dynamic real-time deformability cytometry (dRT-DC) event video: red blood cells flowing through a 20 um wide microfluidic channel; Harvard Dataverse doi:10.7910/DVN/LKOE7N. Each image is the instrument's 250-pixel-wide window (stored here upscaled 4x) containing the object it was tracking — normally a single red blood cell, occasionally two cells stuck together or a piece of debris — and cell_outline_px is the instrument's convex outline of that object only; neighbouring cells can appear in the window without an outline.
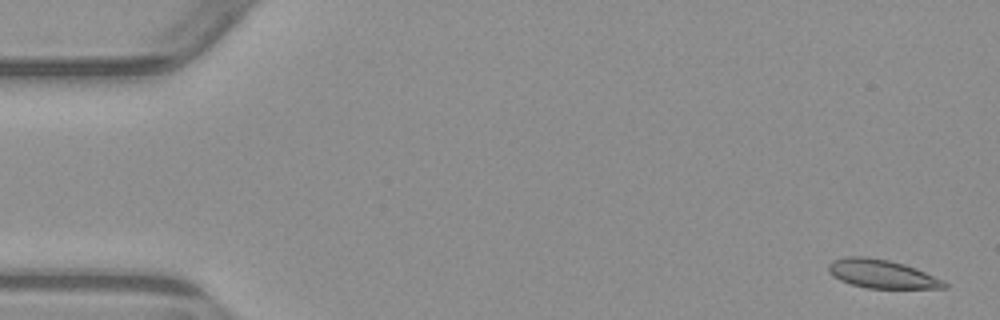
{"species": "common noctule bat (a hibernating species)", "species_latin": "Nyctalus noctula", "temperature_condition": "warm", "stored_images_in_passage": 5, "camera_frame_rate_fps": 3000, "um_per_image_px": 0.085, "animal": {"sex": "male", "body_mass_g": 23.1, "forearm_length_mm": 52.7}, "frame": {"image": 1, "passage_image": 1, "time_ms": 0.0, "image_size_px": [1000, 320], "cell_outline_px": [[948, 288], [868, 288], [852, 284], [840, 280], [832, 276], [828, 272], [828, 264], [832, 260], [848, 256], [864, 256], [888, 260], [904, 264], [916, 268], [944, 280], [948, 284]], "centroid_in_image_um": [74.95, 23.28], "position_along_channel_um": 10.0, "area_um2": 19.31}}
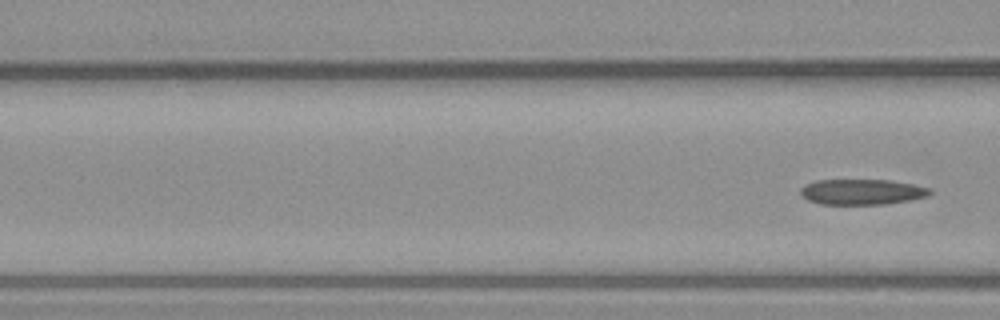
{"frame": {"image": 2, "passage_image": 5, "time_ms": 5.667, "image_size_px": [1000, 320], "cell_outline_px": [[932, 192], [928, 196], [912, 200], [884, 204], [820, 204], [808, 200], [800, 196], [800, 188], [804, 184], [816, 180], [892, 180], [932, 188]], "centroid_in_image_um": [73.26, 16.31], "position_along_channel_um": 93.3, "area_um2": 19.48}}